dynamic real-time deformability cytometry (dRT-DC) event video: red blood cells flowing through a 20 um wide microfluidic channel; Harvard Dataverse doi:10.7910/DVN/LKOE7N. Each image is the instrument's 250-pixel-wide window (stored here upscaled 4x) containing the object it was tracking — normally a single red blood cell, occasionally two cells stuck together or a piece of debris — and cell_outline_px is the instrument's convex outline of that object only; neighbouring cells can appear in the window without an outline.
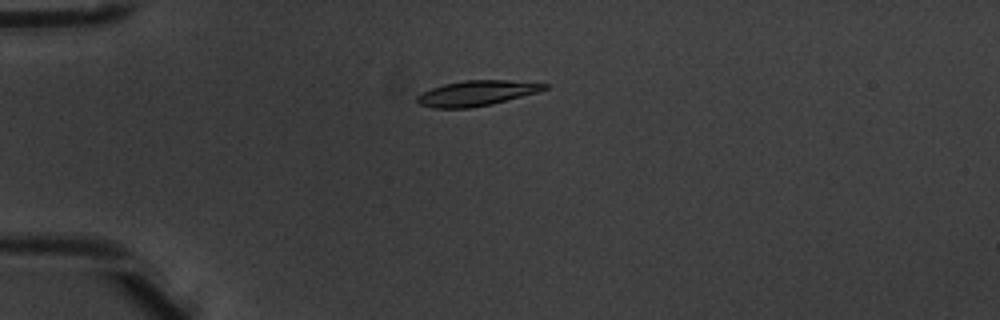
{"species": "common noctule bat (a hibernating species)", "species_latin": "Nyctalus noctula", "temperature_condition": "warm", "stored_images_in_passage": 8, "camera_frame_rate_fps": 3000, "um_per_image_px": 0.085, "animal": {"sex": "male", "body_mass_g": 20.1, "forearm_length_mm": 53.5}, "frame": {"image": 1, "passage_image": 5, "time_ms": 1.333, "image_size_px": [1000, 320], "cell_outline_px": [[548, 88], [536, 92], [492, 104], [472, 108], [432, 108], [420, 104], [416, 100], [416, 96], [420, 92], [444, 84], [464, 80], [504, 80], [548, 84]], "centroid_in_image_um": [40.44, 7.92], "position_along_channel_um": 44.6, "area_um2": 18.61}}
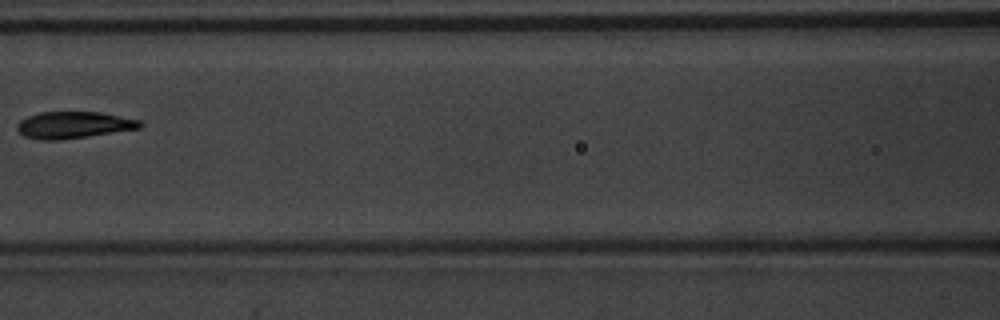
{"frame": {"image": 2, "passage_image": 8, "time_ms": 2.333, "image_size_px": [1000, 320], "cell_outline_px": [[144, 124], [140, 128], [60, 140], [36, 140], [24, 136], [16, 128], [16, 124], [20, 120], [28, 116], [40, 112], [100, 112], [140, 120]], "centroid_in_image_um": [6.22, 10.62], "position_along_channel_um": 160.4, "area_um2": 19.13}}